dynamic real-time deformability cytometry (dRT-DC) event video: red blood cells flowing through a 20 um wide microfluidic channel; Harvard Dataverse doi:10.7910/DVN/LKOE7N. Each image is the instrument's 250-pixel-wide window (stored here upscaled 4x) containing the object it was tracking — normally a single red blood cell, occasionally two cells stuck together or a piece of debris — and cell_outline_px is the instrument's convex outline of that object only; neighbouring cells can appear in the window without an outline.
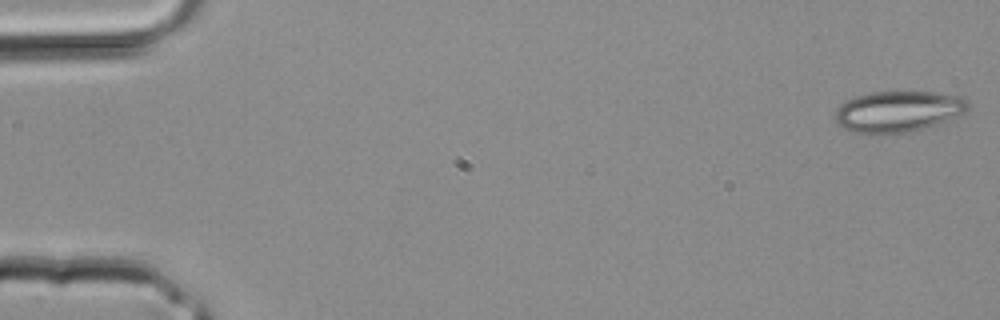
{"species": "common noctule bat (a hibernating species)", "species_latin": "Nyctalus noctula", "temperature_condition": "room temperature", "stored_images_in_passage": 3, "camera_frame_rate_fps": 3000, "um_per_image_px": 0.085, "animal": {"sex": "male", "body_mass_g": 20.4}, "frame": {"image": 1, "passage_image": 1, "time_ms": 0.0, "image_size_px": [1000, 320], "cell_outline_px": [[968, 108], [964, 112], [936, 124], [908, 132], [880, 136], [872, 136], [848, 132], [840, 128], [836, 124], [836, 108], [840, 104], [856, 96], [872, 92], [936, 92], [964, 96], [968, 100]], "centroid_in_image_um": [76.26, 9.51], "position_along_channel_um": 8.7, "area_um2": 32.43}}